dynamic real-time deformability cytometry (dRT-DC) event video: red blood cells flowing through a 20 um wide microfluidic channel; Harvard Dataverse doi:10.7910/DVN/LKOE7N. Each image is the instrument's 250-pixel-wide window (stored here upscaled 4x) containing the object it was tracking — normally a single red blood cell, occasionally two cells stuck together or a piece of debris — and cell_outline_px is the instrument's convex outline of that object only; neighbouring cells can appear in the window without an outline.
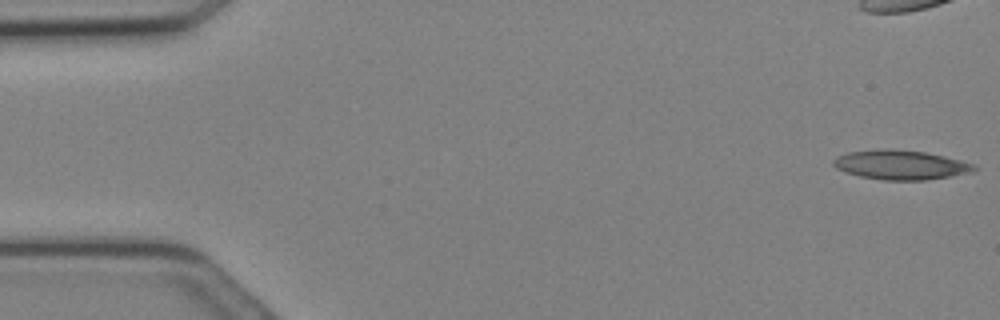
{"species": "Egyptian fruit bat (a non-hibernating species)", "species_latin": "Rousettus aegyptiacus", "temperature_condition": "cold", "stored_images_in_passage": 21, "camera_frame_rate_fps": 3000, "um_per_image_px": 0.085, "animal": {"sex": "female"}, "frame": {"image": 1, "passage_image": 1, "time_ms": 0.0, "image_size_px": [1000, 320], "cell_outline_px": [[980, 168], [972, 172], [924, 180], [884, 180], [860, 176], [836, 168], [832, 164], [832, 160], [836, 156], [848, 152], [884, 148], [892, 148], [924, 152], [944, 156], [976, 164]], "centroid_in_image_um": [76.56, 14.0], "position_along_channel_um": 8.4, "area_um2": 24.16}}